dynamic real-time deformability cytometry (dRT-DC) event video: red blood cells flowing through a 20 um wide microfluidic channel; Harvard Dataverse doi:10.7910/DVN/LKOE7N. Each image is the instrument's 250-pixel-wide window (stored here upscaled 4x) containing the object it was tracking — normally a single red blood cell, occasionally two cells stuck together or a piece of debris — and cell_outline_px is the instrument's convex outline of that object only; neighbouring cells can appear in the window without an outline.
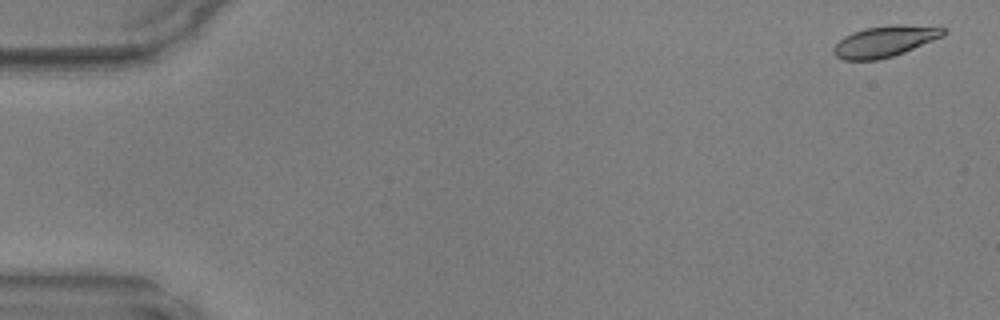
{"species": "common noctule bat (a hibernating species)", "species_latin": "Nyctalus noctula", "temperature_condition": "warm", "stored_images_in_passage": 49, "camera_frame_rate_fps": 3000, "um_per_image_px": 0.085, "animal": {"sex": "male", "body_mass_g": 17.9, "forearm_length_mm": 54.2}, "frame": {"image": 1, "passage_image": 2, "time_ms": 0.333, "image_size_px": [1000, 320], "cell_outline_px": [[948, 32], [944, 36], [904, 52], [880, 60], [844, 60], [836, 56], [832, 52], [832, 48], [844, 36], [852, 32], [864, 28], [888, 24], [940, 24], [948, 28]], "centroid_in_image_um": [75.32, 3.46], "position_along_channel_um": 9.7, "area_um2": 20.69}}
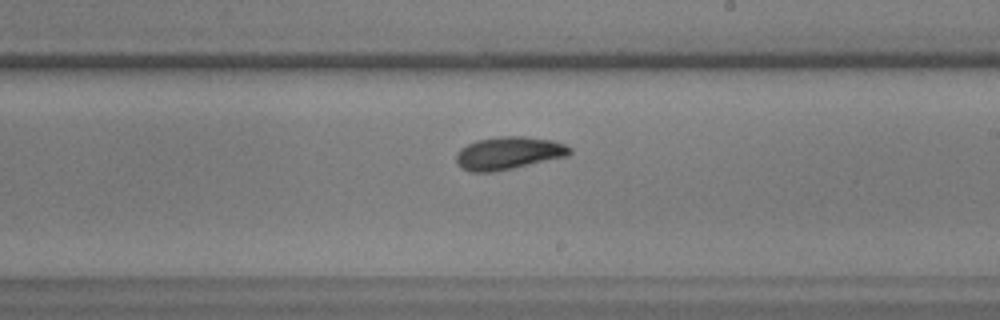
{"frame": {"image": 2, "passage_image": 29, "time_ms": 9.333, "image_size_px": [1000, 320], "cell_outline_px": [[572, 152], [568, 156], [496, 172], [468, 172], [460, 168], [456, 164], [456, 152], [460, 148], [476, 140], [500, 136], [524, 136], [552, 140], [564, 144], [572, 148]], "centroid_in_image_um": [43.2, 13.02], "position_along_channel_um": 245.8, "area_um2": 22.02}}
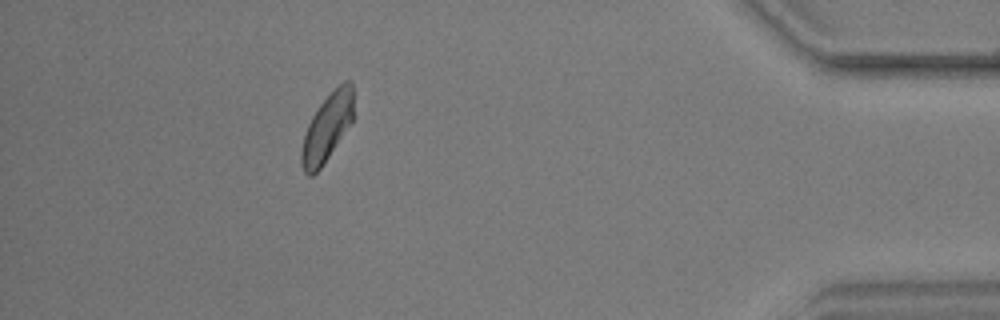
{"frame": {"image": 3, "passage_image": 44, "time_ms": 14.333, "image_size_px": [1000, 320], "cell_outline_px": [[352, 120], [320, 168], [312, 176], [308, 176], [304, 172], [300, 164], [300, 152], [304, 136], [308, 124], [316, 108], [344, 80], [352, 80]], "centroid_in_image_um": [27.75, 10.86], "position_along_channel_um": 407.4, "area_um2": 19.94}}